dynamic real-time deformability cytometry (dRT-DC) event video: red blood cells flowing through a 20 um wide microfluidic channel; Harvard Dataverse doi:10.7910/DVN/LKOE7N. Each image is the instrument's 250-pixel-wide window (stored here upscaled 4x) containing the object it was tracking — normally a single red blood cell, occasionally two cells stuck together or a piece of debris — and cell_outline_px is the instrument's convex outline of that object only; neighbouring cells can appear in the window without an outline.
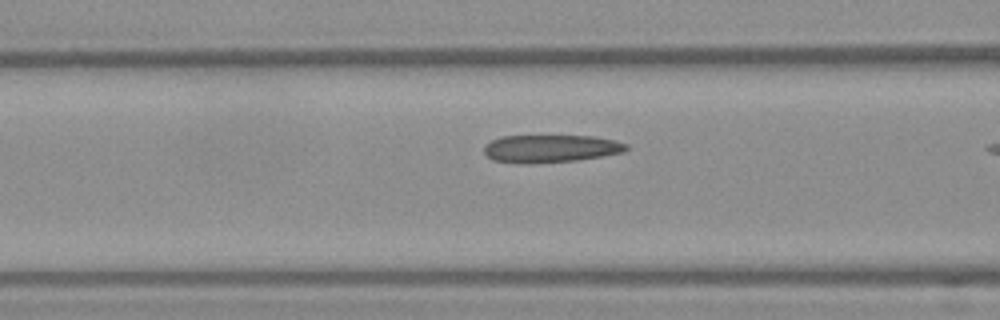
{"species": "Egyptian fruit bat (a non-hibernating species)", "species_latin": "Rousettus aegyptiacus", "temperature_condition": "warm", "stored_images_in_passage": 6, "camera_frame_rate_fps": 3000, "um_per_image_px": 0.085, "frame": {"image": 1, "passage_image": 5, "time_ms": 1.333, "image_size_px": [1000, 320], "cell_outline_px": [[628, 148], [624, 152], [604, 156], [576, 160], [524, 164], [492, 160], [484, 152], [484, 144], [492, 140], [504, 136], [592, 136], [612, 140], [628, 144]], "centroid_in_image_um": [46.79, 12.63], "position_along_channel_um": 119.8, "area_um2": 22.89}}